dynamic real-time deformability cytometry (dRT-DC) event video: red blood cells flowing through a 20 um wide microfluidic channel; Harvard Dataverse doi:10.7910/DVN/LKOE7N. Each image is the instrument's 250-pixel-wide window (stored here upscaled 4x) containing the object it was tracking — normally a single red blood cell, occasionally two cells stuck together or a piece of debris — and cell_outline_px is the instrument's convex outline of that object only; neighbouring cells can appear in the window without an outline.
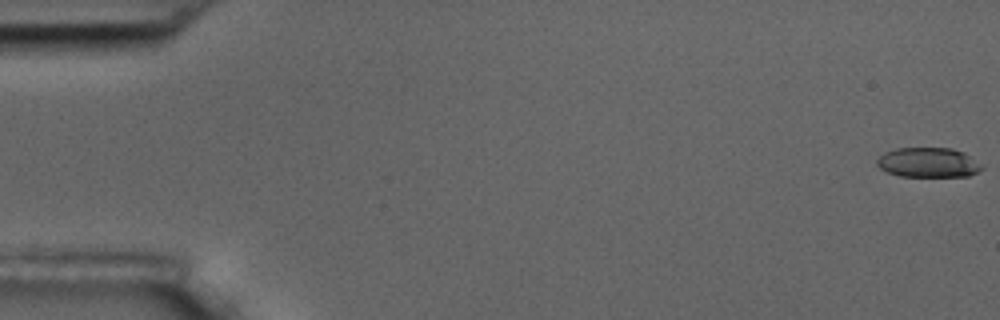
{"species": "common noctule bat (a hibernating species)", "species_latin": "Nyctalus noctula", "temperature_condition": "room temperature", "stored_images_in_passage": 14, "camera_frame_rate_fps": 3000, "um_per_image_px": 0.085, "animal": {"sex": "male", "body_mass_g": 17.5, "forearm_length_mm": 52.3}, "frame": {"image": 1, "passage_image": 1, "time_ms": 0.0, "image_size_px": [1000, 320], "cell_outline_px": [[984, 168], [968, 176], [900, 176], [888, 172], [880, 168], [876, 164], [876, 160], [884, 152], [896, 148], [952, 148], [964, 152], [984, 164]], "centroid_in_image_um": [78.93, 13.8], "position_along_channel_um": 6.1, "area_um2": 18.32}}